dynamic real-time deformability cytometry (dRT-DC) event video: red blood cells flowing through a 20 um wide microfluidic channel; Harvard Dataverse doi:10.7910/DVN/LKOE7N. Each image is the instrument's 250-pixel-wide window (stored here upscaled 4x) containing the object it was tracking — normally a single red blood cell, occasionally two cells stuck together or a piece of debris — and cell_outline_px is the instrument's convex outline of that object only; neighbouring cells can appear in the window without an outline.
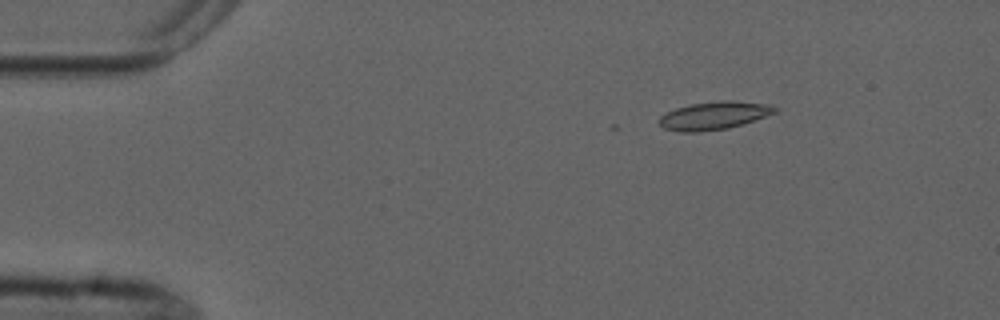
{"species": "common noctule bat (a hibernating species)", "species_latin": "Nyctalus noctula", "temperature_condition": "cold", "stored_images_in_passage": 3, "camera_frame_rate_fps": 3000, "um_per_image_px": 0.085, "animal": {"sex": "male", "forearm_length_mm": 52.5}, "frame": {"image": 1, "passage_image": 3, "time_ms": 2.333, "image_size_px": [1000, 320], "cell_outline_px": [[776, 112], [728, 128], [700, 132], [680, 132], [664, 128], [660, 124], [660, 116], [676, 108], [692, 104], [728, 100], [772, 104], [776, 108]], "centroid_in_image_um": [60.68, 9.82], "position_along_channel_um": 24.3, "area_um2": 18.44}}